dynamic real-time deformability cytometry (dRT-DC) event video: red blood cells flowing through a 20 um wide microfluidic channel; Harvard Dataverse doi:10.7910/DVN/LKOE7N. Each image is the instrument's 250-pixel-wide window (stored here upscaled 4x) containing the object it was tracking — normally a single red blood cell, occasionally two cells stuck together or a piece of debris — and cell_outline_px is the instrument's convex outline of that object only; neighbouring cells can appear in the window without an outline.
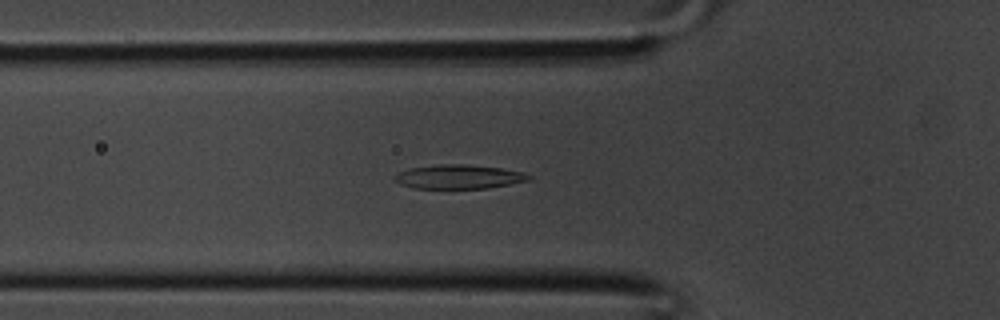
{"species": "common noctule bat (a hibernating species)", "species_latin": "Nyctalus noctula", "temperature_condition": "room temperature", "stored_images_in_passage": 36, "camera_frame_rate_fps": 3000, "um_per_image_px": 0.085, "animal": {"sex": "male", "body_mass_g": 20.1, "forearm_length_mm": 53.5}, "frame": {"image": 1, "passage_image": 11, "time_ms": 3.333, "image_size_px": [1000, 320], "cell_outline_px": [[532, 180], [488, 188], [412, 188], [400, 184], [392, 180], [392, 176], [408, 168], [436, 164], [464, 164], [500, 168], [520, 172], [532, 176]], "centroid_in_image_um": [38.94, 15.02], "position_along_channel_um": 86.9, "area_um2": 18.9}}
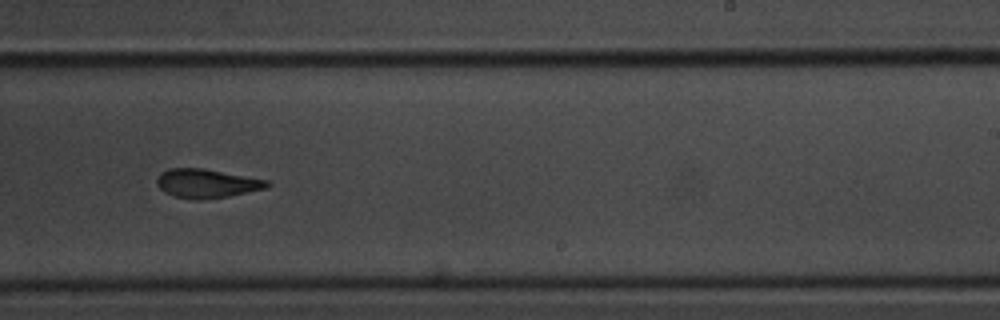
{"frame": {"image": 2, "passage_image": 21, "time_ms": 6.667, "image_size_px": [1000, 320], "cell_outline_px": [[272, 184], [268, 188], [228, 196], [172, 196], [164, 192], [156, 184], [156, 180], [160, 172], [168, 168], [204, 168], [268, 180]], "centroid_in_image_um": [17.59, 15.53], "position_along_channel_um": 271.4, "area_um2": 17.92}}
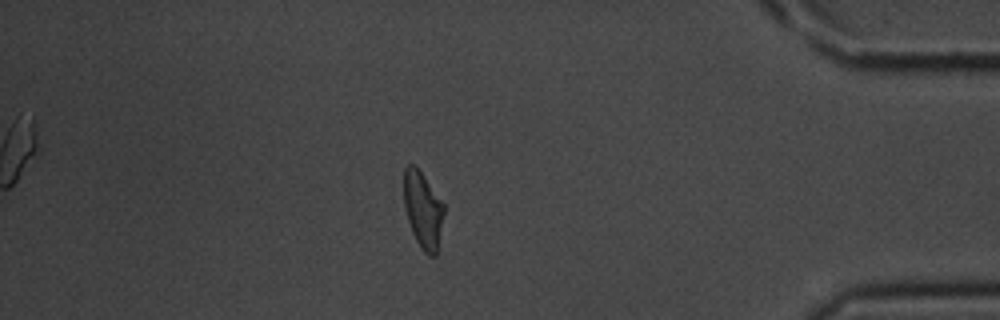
{"frame": {"image": 3, "passage_image": 30, "time_ms": 9.667, "image_size_px": [1000, 320], "cell_outline_px": [[444, 212], [436, 256], [428, 256], [424, 252], [416, 240], [412, 232], [404, 208], [404, 168], [408, 164], [412, 164], [424, 176], [444, 204]], "centroid_in_image_um": [35.94, 17.85], "position_along_channel_um": 399.3, "area_um2": 17.69}}